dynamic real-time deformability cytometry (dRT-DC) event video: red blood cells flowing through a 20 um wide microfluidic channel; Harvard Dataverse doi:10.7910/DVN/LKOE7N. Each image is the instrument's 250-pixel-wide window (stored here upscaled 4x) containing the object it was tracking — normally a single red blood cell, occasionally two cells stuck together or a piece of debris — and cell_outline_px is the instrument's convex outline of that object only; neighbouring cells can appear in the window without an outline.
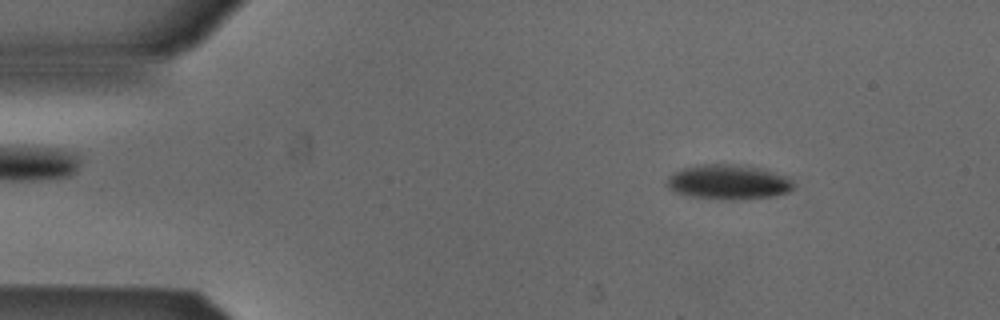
{"species": "Egyptian fruit bat (a non-hibernating species)", "species_latin": "Rousettus aegyptiacus", "temperature_condition": "cold", "stored_images_in_passage": 13, "camera_frame_rate_fps": 3000, "um_per_image_px": 0.085, "animal": {"sex": "male"}, "frame": {"image": 1, "passage_image": 7, "time_ms": 2.0, "image_size_px": [1000, 320], "cell_outline_px": [[792, 188], [788, 192], [772, 196], [728, 200], [724, 200], [692, 196], [676, 192], [668, 188], [668, 176], [680, 168], [696, 164], [748, 164], [788, 176], [792, 180]], "centroid_in_image_um": [61.91, 15.44], "position_along_channel_um": 23.1, "area_um2": 25.84}}